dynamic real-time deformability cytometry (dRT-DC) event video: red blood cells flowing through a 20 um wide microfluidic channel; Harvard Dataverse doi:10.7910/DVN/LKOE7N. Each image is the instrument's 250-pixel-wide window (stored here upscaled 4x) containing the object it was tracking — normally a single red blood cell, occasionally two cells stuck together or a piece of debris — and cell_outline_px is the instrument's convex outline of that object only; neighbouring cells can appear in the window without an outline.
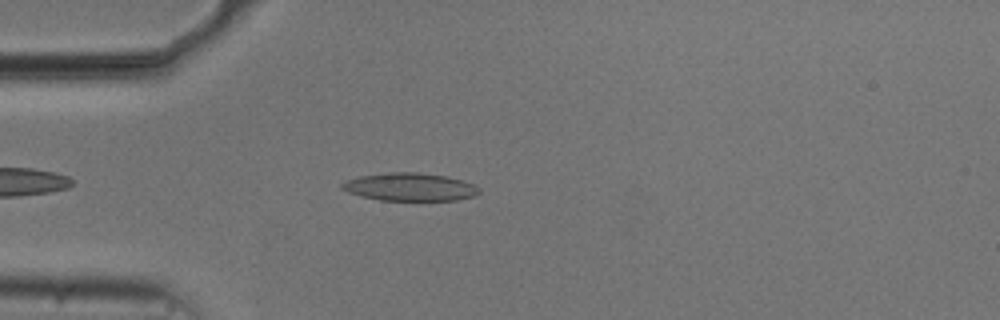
{"species": "common noctule bat (a hibernating species)", "species_latin": "Nyctalus noctula", "temperature_condition": "cold", "stored_images_in_passage": 44, "camera_frame_rate_fps": 3000, "um_per_image_px": 0.085, "animal": {"sex": "male", "body_mass_g": 20.5, "forearm_length_mm": 52.5}, "frame": {"image": 1, "passage_image": 5, "time_ms": 1.333, "image_size_px": [1000, 320], "cell_outline_px": [[480, 192], [476, 196], [456, 200], [380, 200], [360, 196], [348, 192], [340, 188], [340, 184], [348, 180], [360, 176], [392, 172], [416, 172], [448, 176], [472, 184], [480, 188]], "centroid_in_image_um": [34.85, 15.89], "position_along_channel_um": 50.2, "area_um2": 22.25}}
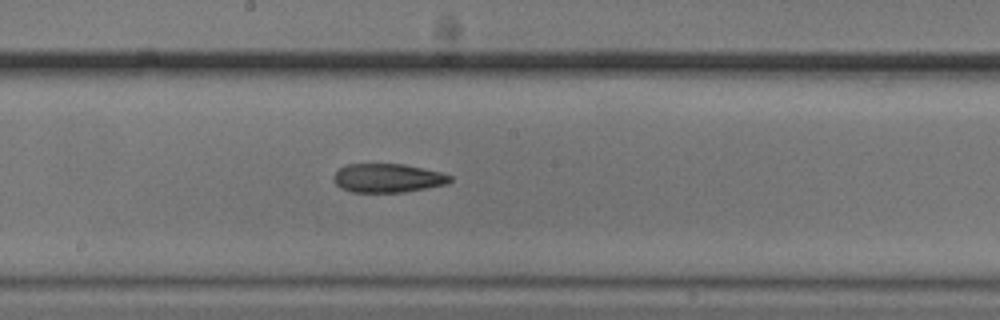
{"frame": {"image": 2, "passage_image": 19, "time_ms": 6.0, "image_size_px": [1000, 320], "cell_outline_px": [[452, 180], [448, 184], [404, 192], [352, 192], [340, 188], [336, 184], [332, 176], [340, 168], [348, 164], [404, 164], [440, 172], [452, 176]], "centroid_in_image_um": [32.95, 15.14], "position_along_channel_um": 215.2, "area_um2": 19.54}}
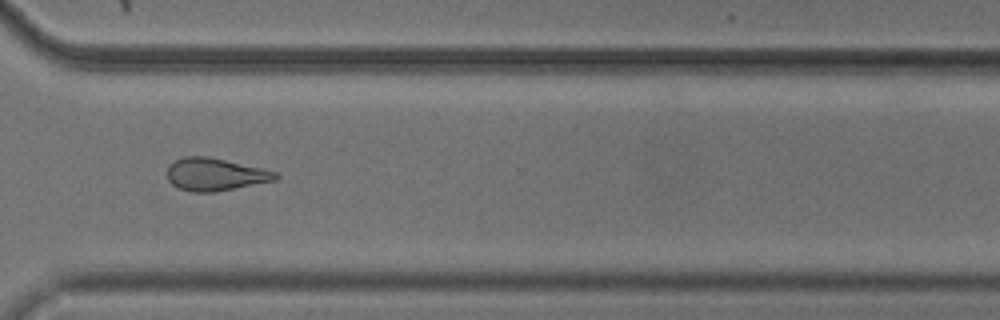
{"frame": {"image": 3, "passage_image": 30, "time_ms": 9.667, "image_size_px": [1000, 320], "cell_outline_px": [[280, 176], [276, 180], [212, 192], [192, 192], [176, 188], [168, 180], [168, 164], [184, 156], [208, 156], [260, 168], [276, 172]], "centroid_in_image_um": [18.24, 14.82], "position_along_channel_um": 352.4, "area_um2": 20.4}, "authors_computed_cell_mechanics": {"area_um2": 20.5768, "velocity_mm_per_s": 3.7514, "shape_relaxation_time_tau1_ms": null, "shape_relaxation_time_tau2_ms": 5.0047, "deformation_change_tau1": null, "deformation_change_tau2": 0.1498}}